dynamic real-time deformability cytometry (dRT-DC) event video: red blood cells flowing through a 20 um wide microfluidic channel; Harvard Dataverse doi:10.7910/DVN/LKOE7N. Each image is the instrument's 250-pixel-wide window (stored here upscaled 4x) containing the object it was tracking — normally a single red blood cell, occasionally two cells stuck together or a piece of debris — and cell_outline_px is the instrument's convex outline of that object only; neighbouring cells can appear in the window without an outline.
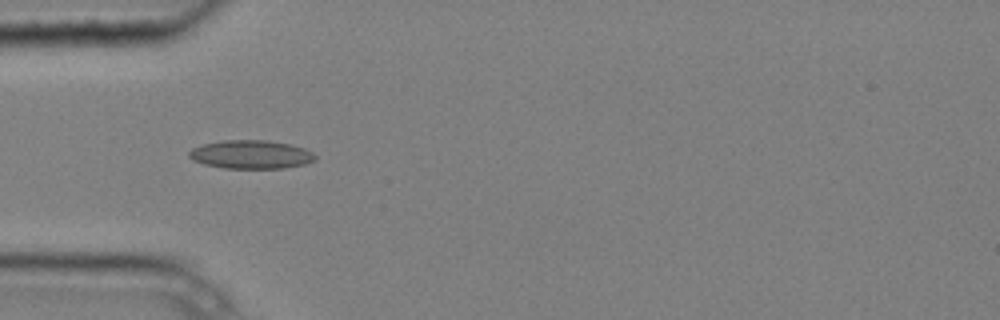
{"species": "common noctule bat (a hibernating species)", "species_latin": "Nyctalus noctula", "temperature_condition": "cold", "stored_images_in_passage": 2, "camera_frame_rate_fps": 3000, "um_per_image_px": 0.085, "animal": {"sex": "male", "body_mass_g": 20.4}, "frame": {"image": 1, "passage_image": 1, "time_ms": 0.0, "image_size_px": [1000, 320], "cell_outline_px": [[316, 160], [304, 164], [284, 168], [224, 168], [204, 164], [192, 160], [188, 156], [188, 152], [192, 148], [204, 144], [220, 140], [264, 140], [292, 144], [304, 148], [312, 152], [316, 156]], "centroid_in_image_um": [21.33, 13.13], "position_along_channel_um": 63.7, "area_um2": 21.04}}
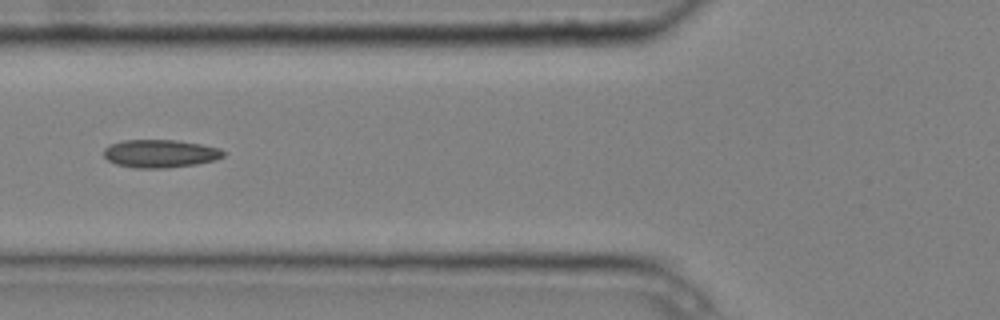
{"frame": {"image": 2, "passage_image": 2, "time_ms": 0.333, "image_size_px": [1000, 320], "cell_outline_px": [[224, 156], [216, 160], [196, 164], [168, 168], [136, 168], [116, 164], [108, 160], [104, 156], [104, 148], [112, 144], [124, 140], [176, 140], [200, 144], [220, 148], [224, 152]], "centroid_in_image_um": [13.63, 13.06], "position_along_channel_um": 112.2, "area_um2": 19.48}}